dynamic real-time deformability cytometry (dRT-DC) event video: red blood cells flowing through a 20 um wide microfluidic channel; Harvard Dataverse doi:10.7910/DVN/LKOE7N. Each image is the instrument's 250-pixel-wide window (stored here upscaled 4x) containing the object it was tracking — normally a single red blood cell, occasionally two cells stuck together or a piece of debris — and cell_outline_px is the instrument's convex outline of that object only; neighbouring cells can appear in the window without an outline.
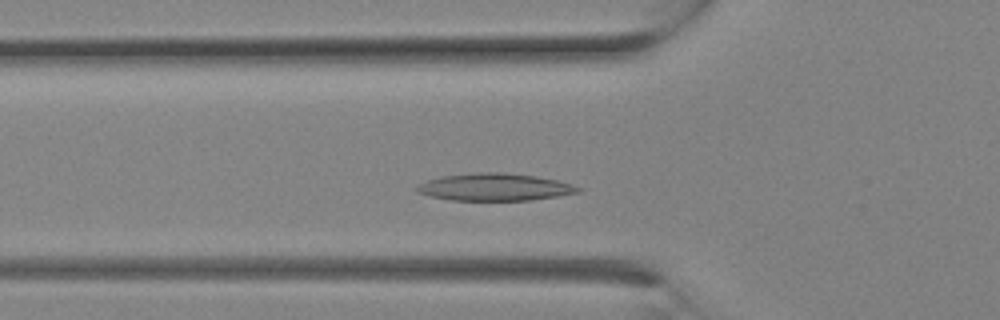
{"species": "Egyptian fruit bat (a non-hibernating species)", "species_latin": "Rousettus aegyptiacus", "temperature_condition": "room temperature", "stored_images_in_passage": 13, "camera_frame_rate_fps": 3000, "um_per_image_px": 0.085, "animal": {"sex": "female"}, "frame": {"image": 1, "passage_image": 6, "time_ms": 1.667, "image_size_px": [1000, 320], "cell_outline_px": [[580, 192], [532, 200], [452, 200], [432, 196], [416, 192], [416, 188], [420, 184], [428, 180], [440, 176], [476, 172], [500, 172], [536, 176], [556, 180], [572, 184], [580, 188]], "centroid_in_image_um": [42.04, 15.89], "position_along_channel_um": 83.8, "area_um2": 25.43}}
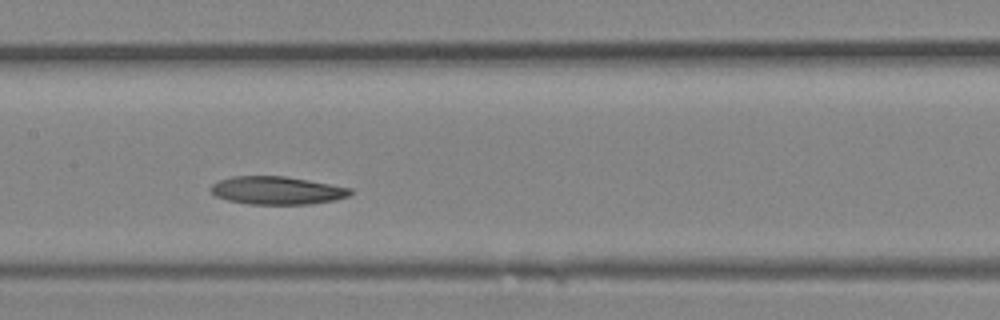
{"frame": {"image": 2, "passage_image": 10, "time_ms": 3.0, "image_size_px": [1000, 320], "cell_outline_px": [[352, 192], [348, 196], [336, 200], [312, 204], [248, 204], [228, 200], [216, 196], [208, 188], [212, 184], [220, 180], [232, 176], [284, 176], [308, 180], [352, 188]], "centroid_in_image_um": [23.54, 16.19], "position_along_channel_um": 183.9, "area_um2": 22.77}}
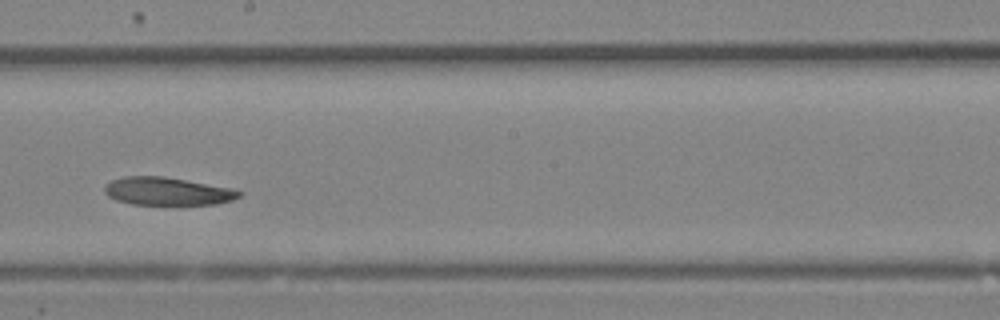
{"frame": {"image": 3, "passage_image": 12, "time_ms": 3.667, "image_size_px": [1000, 320], "cell_outline_px": [[244, 192], [240, 196], [232, 200], [216, 204], [132, 204], [116, 200], [108, 196], [104, 192], [104, 184], [112, 180], [124, 176], [164, 176], [236, 188]], "centroid_in_image_um": [14.26, 16.24], "position_along_channel_um": 233.9, "area_um2": 22.14}}